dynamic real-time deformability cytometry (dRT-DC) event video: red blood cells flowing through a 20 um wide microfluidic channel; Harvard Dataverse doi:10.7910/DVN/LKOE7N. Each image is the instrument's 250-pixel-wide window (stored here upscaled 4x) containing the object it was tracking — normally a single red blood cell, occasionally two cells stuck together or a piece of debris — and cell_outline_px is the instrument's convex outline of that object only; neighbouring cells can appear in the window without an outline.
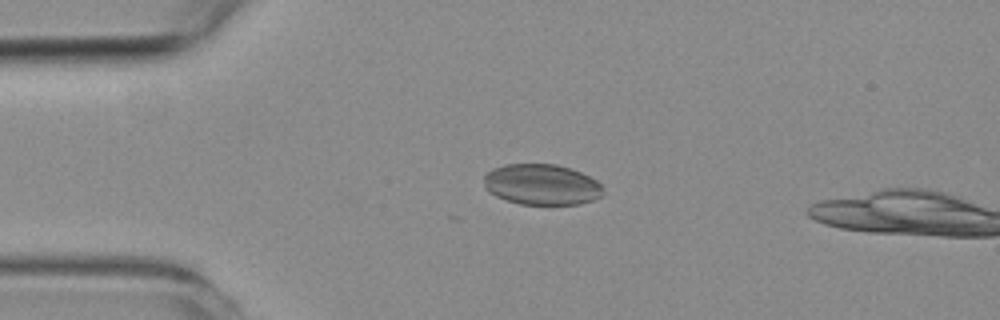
{"species": "common noctule bat (a hibernating species)", "species_latin": "Nyctalus noctula", "temperature_condition": "room temperature", "stored_images_in_passage": 21, "camera_frame_rate_fps": 3000, "um_per_image_px": 0.085, "animal": {"sex": "female", "body_mass_g": 19.3, "forearm_length_mm": 54.1}, "frame": {"image": 1, "passage_image": 11, "time_ms": 3.333, "image_size_px": [1000, 320], "cell_outline_px": [[604, 196], [580, 204], [520, 204], [496, 196], [488, 192], [484, 184], [484, 176], [492, 168], [504, 164], [556, 164], [580, 172], [596, 180], [604, 188]], "centroid_in_image_um": [46.05, 15.68], "position_along_channel_um": 38.9, "area_um2": 28.38}}
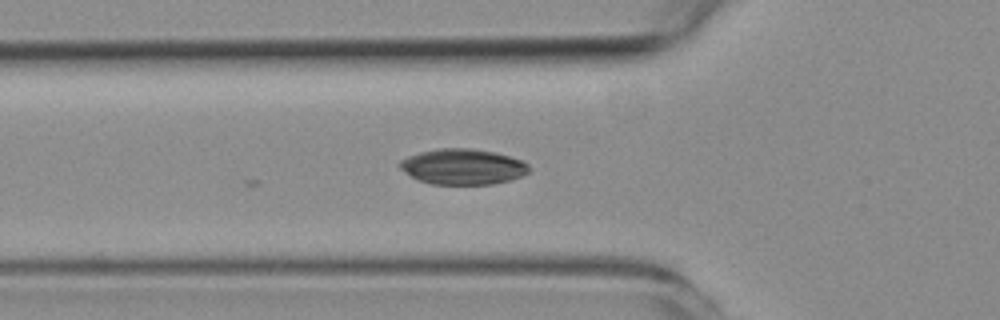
{"frame": {"image": 2, "passage_image": 17, "time_ms": 5.333, "image_size_px": [1000, 320], "cell_outline_px": [[532, 168], [524, 176], [492, 184], [432, 184], [416, 180], [400, 168], [400, 160], [408, 156], [420, 152], [440, 148], [472, 148], [496, 152], [524, 160]], "centroid_in_image_um": [39.38, 14.16], "position_along_channel_um": 86.4, "area_um2": 27.05}}
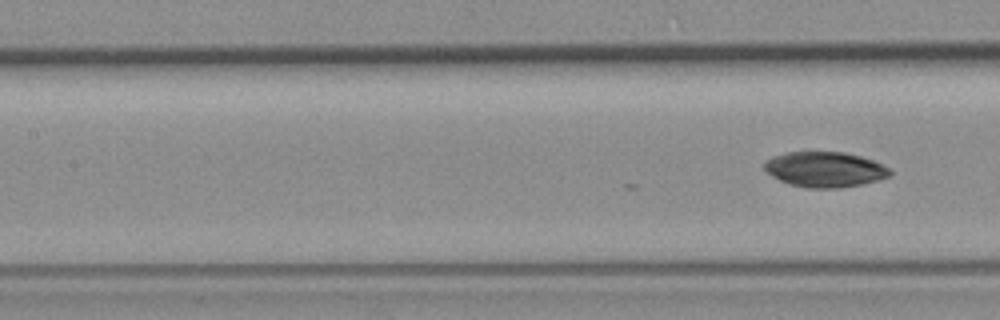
{"frame": {"image": 3, "passage_image": 21, "time_ms": 6.667, "image_size_px": [1000, 320], "cell_outline_px": [[892, 172], [888, 176], [876, 180], [860, 184], [840, 188], [808, 188], [788, 184], [772, 176], [764, 168], [764, 160], [772, 156], [784, 152], [844, 152], [860, 156], [872, 160], [888, 168]], "centroid_in_image_um": [70.05, 14.39], "position_along_channel_um": 137.3, "area_um2": 25.72}}